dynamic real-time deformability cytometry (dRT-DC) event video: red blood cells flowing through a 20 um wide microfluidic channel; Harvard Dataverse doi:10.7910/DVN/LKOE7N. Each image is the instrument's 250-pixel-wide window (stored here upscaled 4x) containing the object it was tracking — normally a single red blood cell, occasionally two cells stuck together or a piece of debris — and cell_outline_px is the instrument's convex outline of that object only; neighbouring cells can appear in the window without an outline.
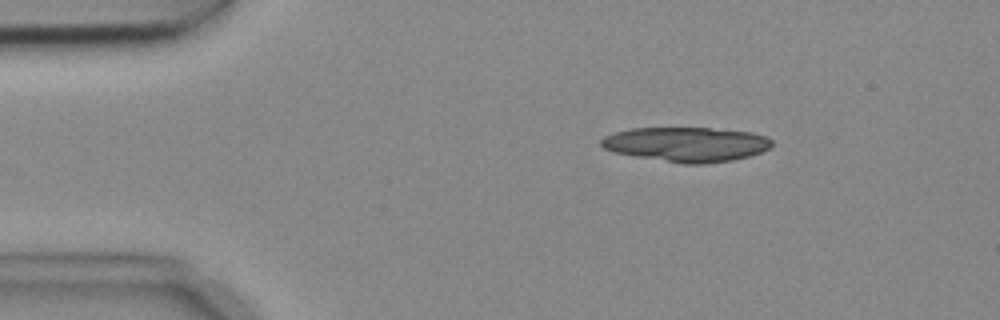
{"species": "common noctule bat (a hibernating species)", "species_latin": "Nyctalus noctula", "temperature_condition": "cold", "stored_images_in_passage": 4, "camera_frame_rate_fps": 3000, "um_per_image_px": 0.085, "animal": {"sex": "female", "body_mass_g": 18.4}, "frame": {"image": 1, "passage_image": 1, "time_ms": 0.0, "image_size_px": [1000, 320], "cell_outline_px": [[772, 144], [768, 148], [760, 152], [748, 156], [732, 160], [704, 164], [680, 164], [612, 152], [604, 148], [600, 144], [600, 140], [604, 136], [616, 132], [632, 128], [708, 128], [752, 132], [768, 136], [772, 140]], "centroid_in_image_um": [58.33, 12.27], "position_along_channel_um": 26.7, "area_um2": 34.51}}